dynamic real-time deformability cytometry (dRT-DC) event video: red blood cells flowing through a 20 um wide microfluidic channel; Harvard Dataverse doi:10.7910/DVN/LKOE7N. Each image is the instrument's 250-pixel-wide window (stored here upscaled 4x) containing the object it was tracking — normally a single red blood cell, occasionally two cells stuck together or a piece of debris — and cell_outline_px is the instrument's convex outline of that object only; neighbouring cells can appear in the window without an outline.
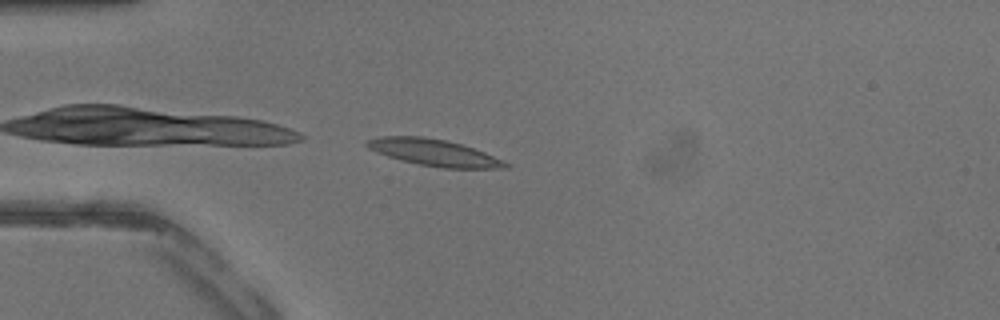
{"species": "common noctule bat (a hibernating species)", "species_latin": "Nyctalus noctula", "temperature_condition": "warm", "stored_images_in_passage": 11, "camera_frame_rate_fps": 3000, "um_per_image_px": 0.085, "animal": {"sex": "male", "body_mass_g": 13.3}, "frame": {"image": 1, "passage_image": 11, "time_ms": 3.333, "image_size_px": [1000, 320], "cell_outline_px": [[512, 164], [508, 168], [440, 168], [400, 160], [376, 152], [368, 148], [364, 144], [368, 140], [380, 136], [424, 136], [448, 140], [484, 152], [504, 160]], "centroid_in_image_um": [36.91, 12.96], "position_along_channel_um": 48.1, "area_um2": 21.56}}